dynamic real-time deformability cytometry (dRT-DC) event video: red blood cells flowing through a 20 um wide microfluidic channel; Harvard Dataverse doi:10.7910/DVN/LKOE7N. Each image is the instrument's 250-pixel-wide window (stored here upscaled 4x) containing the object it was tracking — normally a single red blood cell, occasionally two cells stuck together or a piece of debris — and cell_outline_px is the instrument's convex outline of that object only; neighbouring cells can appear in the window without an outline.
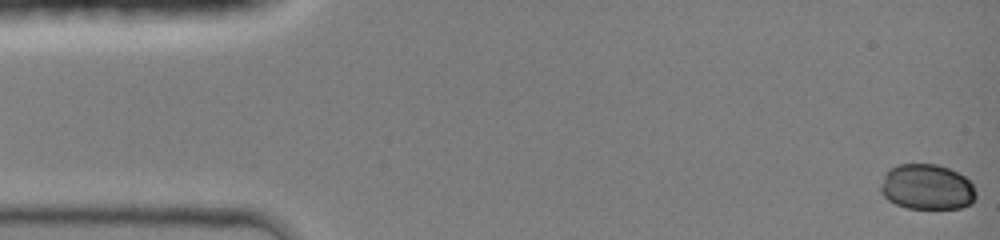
{"species": "common noctule bat (a hibernating species)", "species_latin": "Nyctalus noctula", "temperature_condition": "room temperature", "stored_images_in_passage": 43, "camera_frame_rate_fps": 3000, "um_per_image_px": 0.085, "animal": {"sex": "female", "body_mass_g": 19.0, "forearm_length_mm": 51.5}, "frame": {"image": 1, "passage_image": 1, "time_ms": 0.0, "image_size_px": [1000, 240], "cell_outline_px": [[976, 200], [972, 204], [960, 208], [908, 208], [896, 204], [888, 200], [880, 192], [880, 188], [884, 176], [888, 168], [896, 164], [936, 164], [948, 168], [964, 176], [972, 184], [976, 192]], "centroid_in_image_um": [78.79, 15.89], "position_along_channel_um": 6.2, "area_um2": 25.37}}
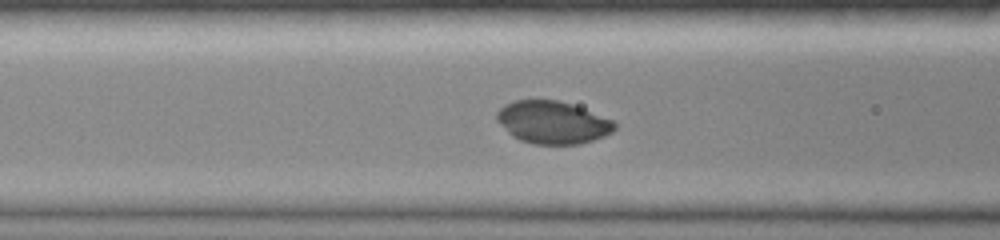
{"frame": {"image": 2, "passage_image": 18, "time_ms": 5.667, "image_size_px": [1000, 240], "cell_outline_px": [[616, 128], [612, 132], [604, 136], [580, 144], [532, 144], [520, 140], [512, 136], [496, 120], [496, 112], [504, 104], [512, 100], [560, 100], [572, 104], [612, 120], [616, 124]], "centroid_in_image_um": [46.94, 10.4], "position_along_channel_um": 119.7, "area_um2": 29.25}}
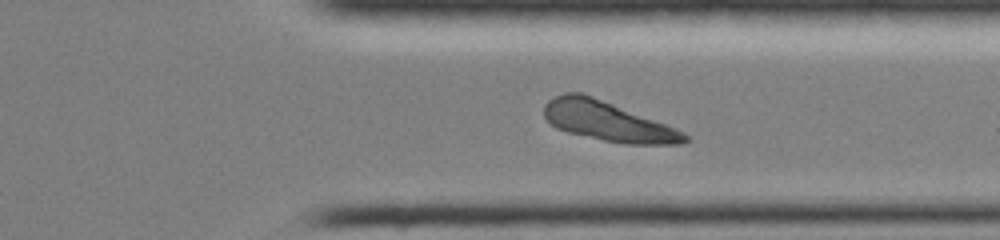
{"frame": {"image": 3, "passage_image": 35, "time_ms": 11.333, "image_size_px": [1000, 240], "cell_outline_px": [[692, 140], [684, 144], [624, 144], [604, 140], [568, 132], [556, 128], [544, 116], [544, 104], [548, 100], [564, 92], [584, 92], [676, 128], [684, 132]], "centroid_in_image_um": [51.68, 10.3], "position_along_channel_um": 359.7, "area_um2": 32.54}}